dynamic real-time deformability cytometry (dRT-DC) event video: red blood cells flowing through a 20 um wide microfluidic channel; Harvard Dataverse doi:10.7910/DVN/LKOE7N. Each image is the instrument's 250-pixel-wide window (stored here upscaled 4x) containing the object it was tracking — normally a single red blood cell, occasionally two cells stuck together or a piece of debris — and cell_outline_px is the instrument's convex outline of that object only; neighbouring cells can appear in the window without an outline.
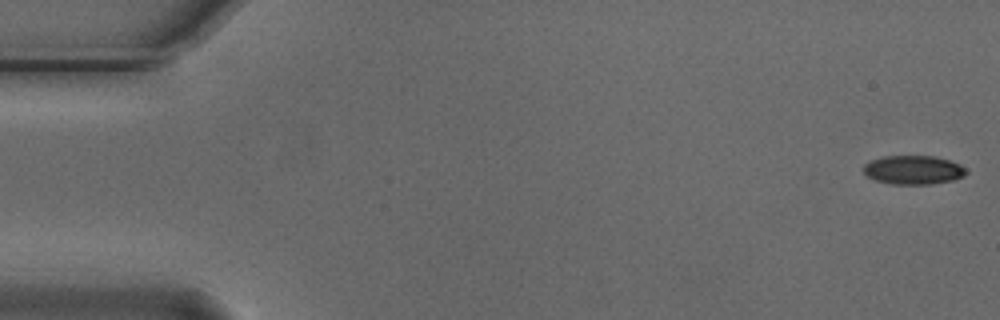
{"species": "Egyptian fruit bat (a non-hibernating species)", "species_latin": "Rousettus aegyptiacus", "temperature_condition": "cold", "stored_images_in_passage": 14, "camera_frame_rate_fps": 3000, "um_per_image_px": 0.085, "animal": {"sex": "male"}, "frame": {"image": 1, "passage_image": 1, "time_ms": 0.0, "image_size_px": [1000, 320], "cell_outline_px": [[968, 172], [964, 176], [952, 180], [932, 184], [892, 184], [876, 180], [868, 176], [864, 172], [864, 164], [868, 160], [884, 156], [936, 156], [960, 164]], "centroid_in_image_um": [77.63, 14.43], "position_along_channel_um": 7.4, "area_um2": 17.28}}